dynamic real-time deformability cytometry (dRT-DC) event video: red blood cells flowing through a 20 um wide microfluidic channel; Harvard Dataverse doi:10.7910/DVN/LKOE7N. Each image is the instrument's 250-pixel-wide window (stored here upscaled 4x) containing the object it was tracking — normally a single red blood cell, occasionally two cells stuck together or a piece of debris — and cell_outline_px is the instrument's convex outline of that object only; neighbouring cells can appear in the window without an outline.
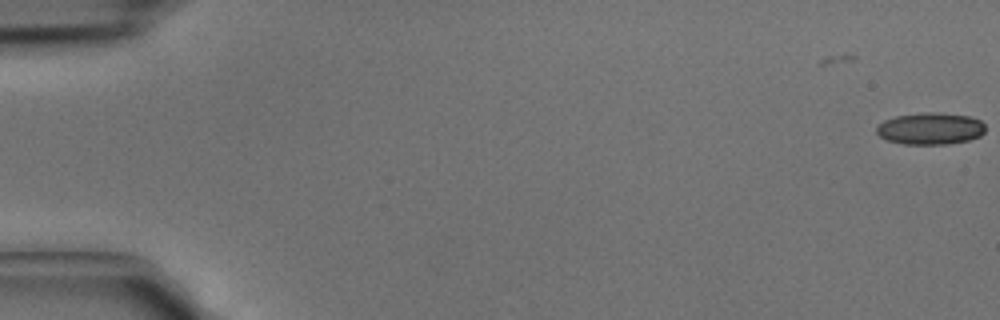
{"species": "common noctule bat (a hibernating species)", "species_latin": "Nyctalus noctula", "temperature_condition": "cold", "stored_images_in_passage": 4, "camera_frame_rate_fps": 3000, "um_per_image_px": 0.085, "animal": {"sex": "male", "body_mass_g": 15.6}, "frame": {"image": 1, "passage_image": 4, "time_ms": 1.0, "image_size_px": [1000, 320], "cell_outline_px": [[984, 132], [980, 136], [968, 140], [948, 144], [904, 144], [888, 140], [880, 136], [876, 132], [876, 128], [884, 120], [896, 116], [924, 112], [936, 112], [968, 116], [980, 120], [984, 124]], "centroid_in_image_um": [79.08, 10.93], "position_along_channel_um": 5.9, "area_um2": 20.11}}